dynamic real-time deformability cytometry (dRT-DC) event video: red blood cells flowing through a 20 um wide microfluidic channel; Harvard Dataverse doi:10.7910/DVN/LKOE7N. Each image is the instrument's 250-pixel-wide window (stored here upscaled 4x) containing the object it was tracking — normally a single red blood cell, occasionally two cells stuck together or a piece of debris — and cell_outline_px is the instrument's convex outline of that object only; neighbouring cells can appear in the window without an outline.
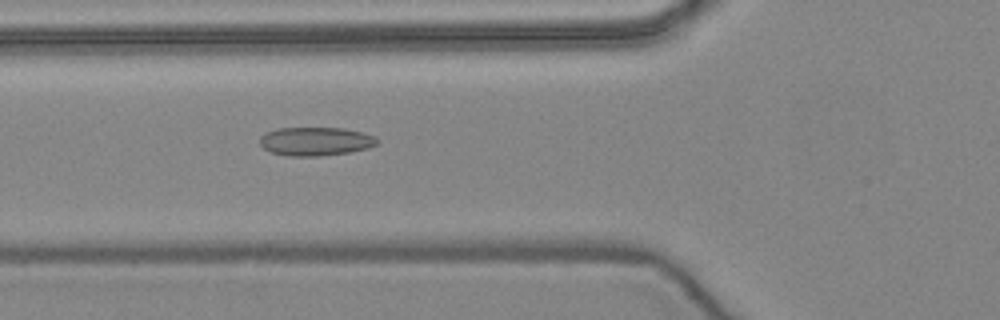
{"species": "common noctule bat (a hibernating species)", "species_latin": "Nyctalus noctula", "temperature_condition": "warm", "stored_images_in_passage": 44, "camera_frame_rate_fps": 3000, "um_per_image_px": 0.085, "animal": {"sex": "female", "body_mass_g": 24.6, "forearm_length_mm": 56.2}, "frame": {"image": 1, "passage_image": 11, "time_ms": 3.333, "image_size_px": [1000, 320], "cell_outline_px": [[380, 140], [376, 144], [368, 148], [348, 152], [320, 156], [288, 156], [268, 152], [260, 144], [260, 136], [264, 132], [280, 128], [344, 128], [364, 132], [376, 136]], "centroid_in_image_um": [26.82, 12.01], "position_along_channel_um": 99.0, "area_um2": 19.77}}
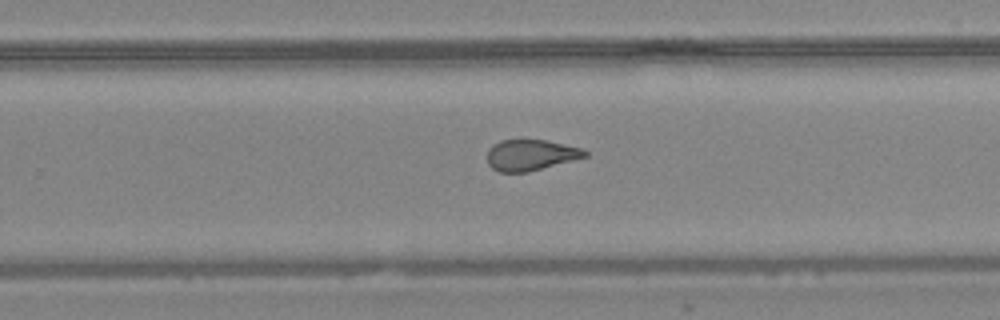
{"frame": {"image": 2, "passage_image": 25, "time_ms": 8.0, "image_size_px": [1000, 320], "cell_outline_px": [[588, 156], [528, 172], [500, 172], [492, 168], [488, 164], [488, 148], [492, 144], [500, 140], [544, 140], [584, 148], [588, 152]], "centroid_in_image_um": [45.11, 13.17], "position_along_channel_um": 284.7, "area_um2": 17.63}}
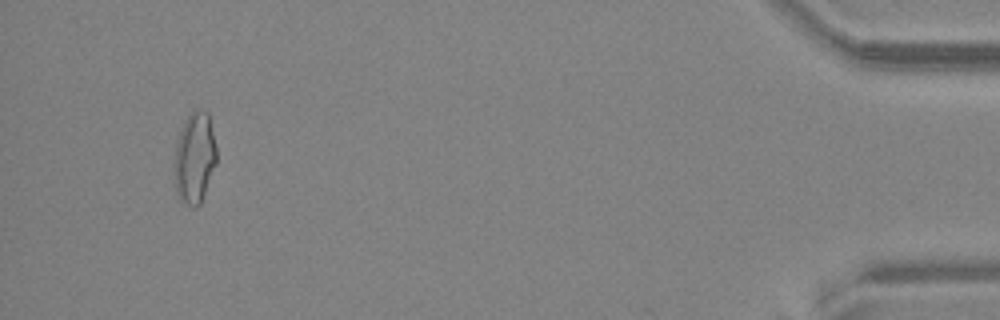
{"frame": {"image": 3, "passage_image": 41, "time_ms": 13.333, "image_size_px": [1000, 320], "cell_outline_px": [[216, 164], [200, 204], [196, 208], [192, 208], [180, 200], [176, 192], [176, 144], [184, 120], [196, 108], [208, 112], [216, 148]], "centroid_in_image_um": [16.56, 13.42], "position_along_channel_um": 418.6, "area_um2": 22.02}, "authors_computed_cell_mechanics": {"area_um2": 19.1318, "velocity_mm_per_s": 3.9811, "shape_relaxation_time_tau1_ms": null, "shape_relaxation_time_tau2_ms": 1.4956, "deformation_change_tau1": null, "deformation_change_tau2": 0.0829}}